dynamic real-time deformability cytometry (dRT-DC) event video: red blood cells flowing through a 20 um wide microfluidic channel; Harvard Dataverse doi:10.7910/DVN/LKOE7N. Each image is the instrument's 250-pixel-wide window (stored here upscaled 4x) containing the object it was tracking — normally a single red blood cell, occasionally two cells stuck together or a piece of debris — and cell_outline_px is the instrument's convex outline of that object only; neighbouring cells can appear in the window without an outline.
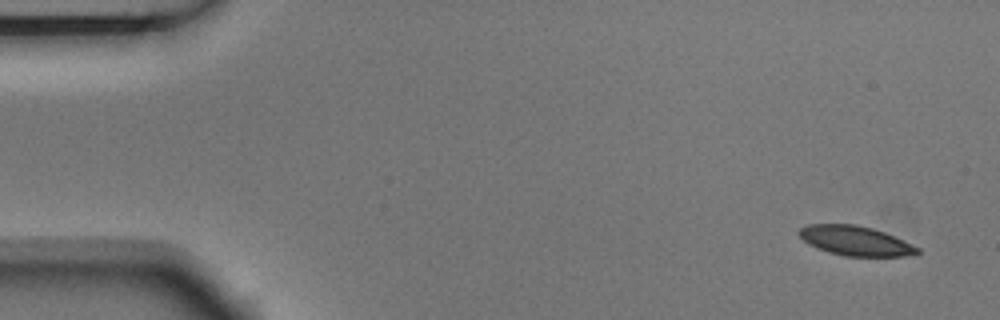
{"species": "Egyptian fruit bat (a non-hibernating species)", "species_latin": "Rousettus aegyptiacus", "temperature_condition": "room temperature", "stored_images_in_passage": 6, "camera_frame_rate_fps": 3000, "um_per_image_px": 0.085, "animal": {"sex": "male"}, "frame": {"image": 1, "passage_image": 1, "time_ms": 0.0, "image_size_px": [1000, 320], "cell_outline_px": [[920, 252], [916, 256], [844, 256], [828, 252], [816, 248], [808, 244], [796, 232], [800, 228], [808, 224], [856, 224], [872, 228], [884, 232], [920, 248]], "centroid_in_image_um": [72.7, 20.47], "position_along_channel_um": 12.3, "area_um2": 20.52}}
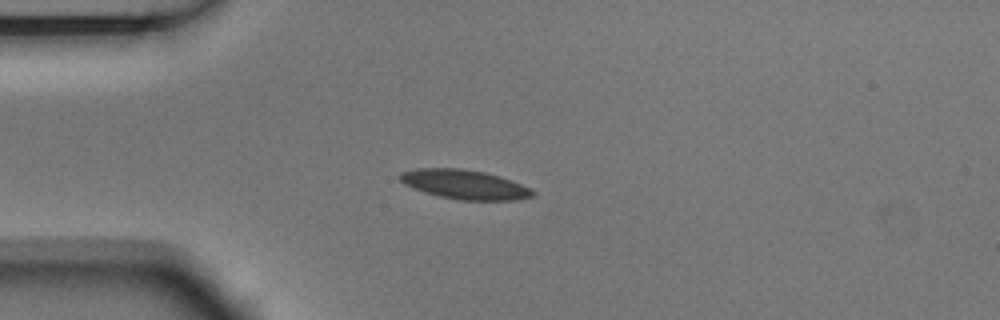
{"frame": {"image": 2, "passage_image": 4, "time_ms": 1.0, "image_size_px": [1000, 320], "cell_outline_px": [[536, 192], [532, 196], [520, 200], [460, 200], [440, 196], [424, 192], [412, 188], [404, 184], [396, 176], [400, 172], [416, 168], [464, 168], [484, 172], [500, 176], [520, 184]], "centroid_in_image_um": [39.44, 15.67], "position_along_channel_um": 45.6, "area_um2": 22.77}}
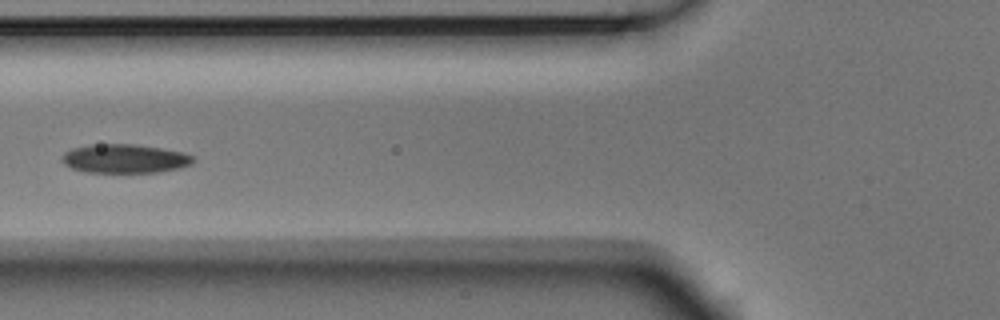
{"frame": {"image": 3, "passage_image": 6, "time_ms": 1.667, "image_size_px": [1000, 320], "cell_outline_px": [[196, 160], [192, 164], [180, 168], [156, 172], [84, 172], [72, 168], [64, 164], [60, 160], [64, 152], [72, 148], [92, 144], [136, 144], [184, 152], [196, 156]], "centroid_in_image_um": [10.62, 13.48], "position_along_channel_um": 115.2, "area_um2": 22.31}}